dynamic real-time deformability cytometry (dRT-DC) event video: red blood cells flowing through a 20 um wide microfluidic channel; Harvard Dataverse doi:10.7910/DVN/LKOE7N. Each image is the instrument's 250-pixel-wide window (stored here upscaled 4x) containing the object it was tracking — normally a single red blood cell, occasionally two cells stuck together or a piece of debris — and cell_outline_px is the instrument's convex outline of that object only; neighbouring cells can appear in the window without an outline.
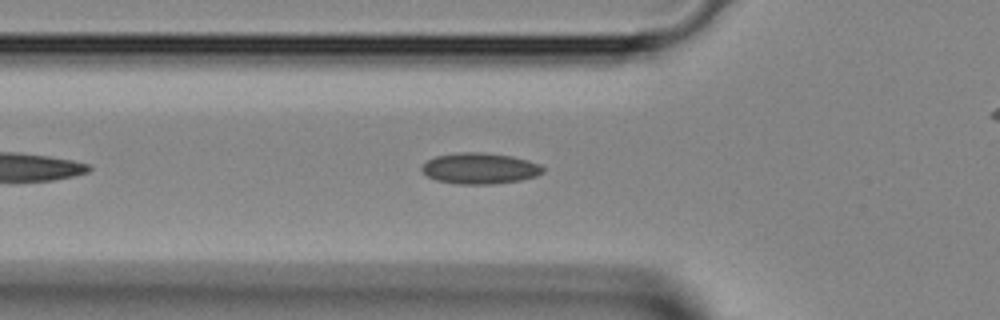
{"species": "Egyptian fruit bat (a non-hibernating species)", "species_latin": "Rousettus aegyptiacus", "temperature_condition": "room temperature", "stored_images_in_passage": 21, "camera_frame_rate_fps": 3000, "um_per_image_px": 0.085, "animal": {"sex": "female"}, "frame": {"image": 1, "passage_image": 6, "time_ms": 1.667, "image_size_px": [1000, 320], "cell_outline_px": [[544, 172], [536, 176], [520, 180], [492, 184], [460, 184], [436, 180], [428, 176], [420, 168], [428, 160], [436, 156], [460, 152], [484, 152], [512, 156], [528, 160], [540, 164], [544, 168]], "centroid_in_image_um": [40.81, 14.31], "position_along_channel_um": 85.0, "area_um2": 21.85}}
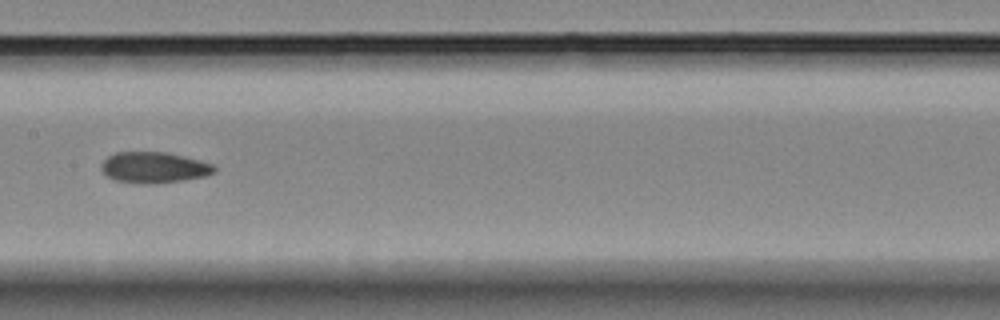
{"frame": {"image": 2, "passage_image": 13, "time_ms": 4.0, "image_size_px": [1000, 320], "cell_outline_px": [[216, 172], [204, 176], [180, 180], [152, 184], [116, 180], [108, 176], [100, 168], [100, 164], [108, 156], [116, 152], [168, 152], [200, 160], [212, 164], [216, 168]], "centroid_in_image_um": [13.09, 14.22], "position_along_channel_um": 194.3, "area_um2": 20.17}}
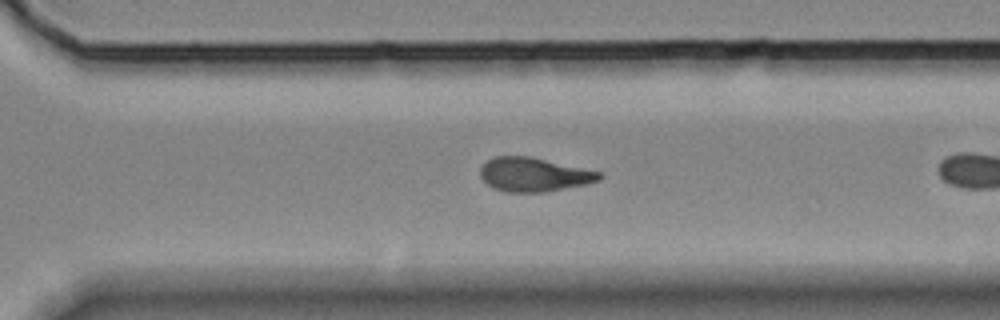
{"frame": {"image": 3, "passage_image": 19, "time_ms": 6.0, "image_size_px": [1000, 320], "cell_outline_px": [[604, 176], [600, 180], [584, 184], [544, 192], [508, 192], [492, 188], [480, 176], [480, 168], [488, 160], [496, 156], [528, 156], [600, 172]], "centroid_in_image_um": [45.35, 14.84], "position_along_channel_um": 325.2, "area_um2": 23.18}}